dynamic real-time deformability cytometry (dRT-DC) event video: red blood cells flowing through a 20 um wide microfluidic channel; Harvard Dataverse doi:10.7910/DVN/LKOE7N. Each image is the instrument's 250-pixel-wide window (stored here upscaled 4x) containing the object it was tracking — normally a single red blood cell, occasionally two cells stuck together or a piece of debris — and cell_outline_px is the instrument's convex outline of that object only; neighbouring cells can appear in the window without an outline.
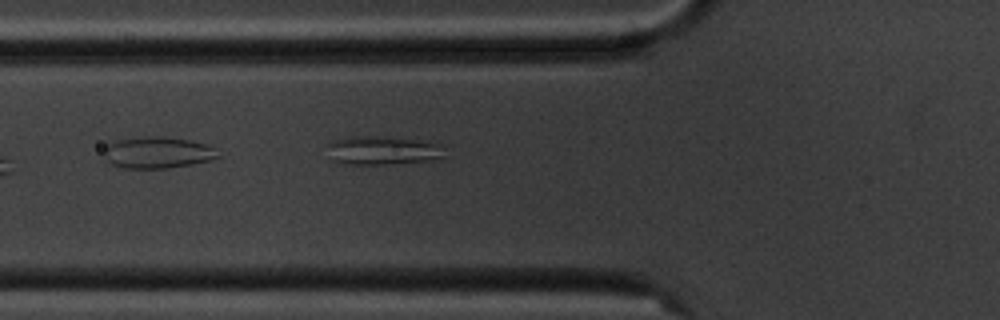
{"species": "common noctule bat (a hibernating species)", "species_latin": "Nyctalus noctula", "temperature_condition": "cold", "stored_images_in_passage": 6, "camera_frame_rate_fps": 3000, "um_per_image_px": 0.085, "animal": {"sex": "male", "body_mass_g": 20.1, "forearm_length_mm": 53.5}, "frame": {"image": 1, "passage_image": 6, "time_ms": 5.667, "image_size_px": [1000, 320], "cell_outline_px": [[448, 144], [444, 156], [432, 160], [384, 164], [340, 164], [332, 160], [328, 144], [328, 140], [348, 136], [384, 136]], "centroid_in_image_um": [32.56, 12.77], "position_along_channel_um": 93.2, "area_um2": 20.06}}